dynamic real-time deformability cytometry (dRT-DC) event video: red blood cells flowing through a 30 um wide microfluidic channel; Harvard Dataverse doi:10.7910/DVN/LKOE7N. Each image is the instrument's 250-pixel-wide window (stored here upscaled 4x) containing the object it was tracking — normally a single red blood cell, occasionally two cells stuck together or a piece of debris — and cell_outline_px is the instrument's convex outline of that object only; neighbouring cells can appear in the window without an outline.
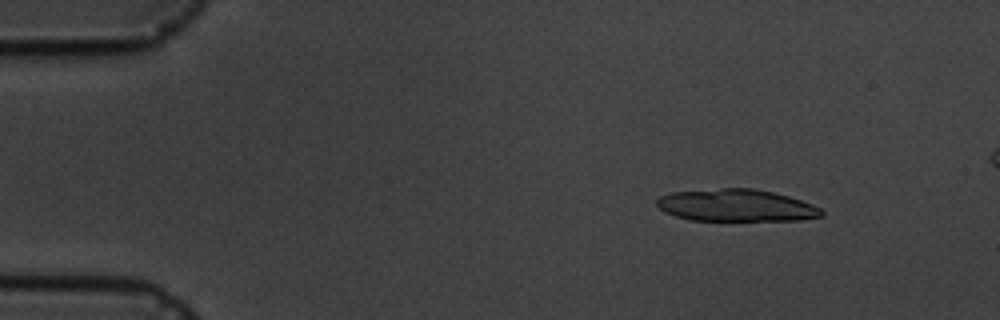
{"species": "common noctule bat (a hibernating species)", "species_latin": "Nyctalus noctula", "temperature_condition": "cold", "stored_images_in_passage": 7, "camera_frame_rate_fps": 3000, "um_per_image_px": 0.085, "animal": {"sex": "male", "body_mass_g": 19.5, "forearm_length_mm": 54.6}, "frame": {"image": 1, "passage_image": 3, "time_ms": 2.0, "image_size_px": [1000, 320], "cell_outline_px": [[824, 216], [800, 220], [692, 220], [676, 216], [660, 208], [656, 204], [656, 200], [660, 196], [672, 192], [720, 188], [752, 188], [772, 192], [788, 196], [812, 204], [820, 208], [824, 212]], "centroid_in_image_um": [62.6, 17.45], "position_along_channel_um": 22.4, "area_um2": 30.69}}